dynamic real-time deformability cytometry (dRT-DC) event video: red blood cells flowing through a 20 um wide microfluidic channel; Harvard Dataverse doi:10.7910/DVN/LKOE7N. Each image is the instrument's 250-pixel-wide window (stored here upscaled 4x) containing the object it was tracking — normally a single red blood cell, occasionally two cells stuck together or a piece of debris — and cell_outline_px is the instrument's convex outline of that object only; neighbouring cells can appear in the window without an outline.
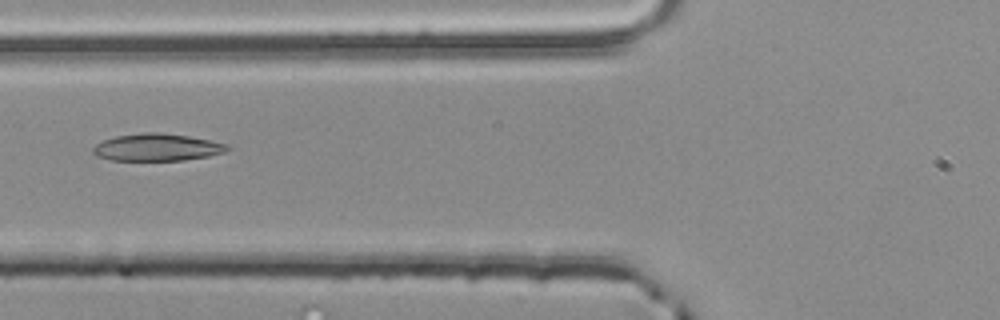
{"species": "common noctule bat (a hibernating species)", "species_latin": "Nyctalus noctula", "temperature_condition": "room temperature", "stored_images_in_passage": 42, "camera_frame_rate_fps": 3000, "um_per_image_px": 0.085, "animal": {"sex": "male", "body_mass_g": 20.4}, "frame": {"image": 1, "passage_image": 9, "time_ms": 2.667, "image_size_px": [1000, 320], "cell_outline_px": [[232, 148], [224, 152], [208, 156], [184, 160], [108, 160], [96, 156], [92, 152], [92, 148], [96, 144], [104, 140], [116, 136], [144, 132], [160, 132], [188, 136], [228, 144]], "centroid_in_image_um": [13.33, 12.52], "position_along_channel_um": 112.5, "area_um2": 21.33}}
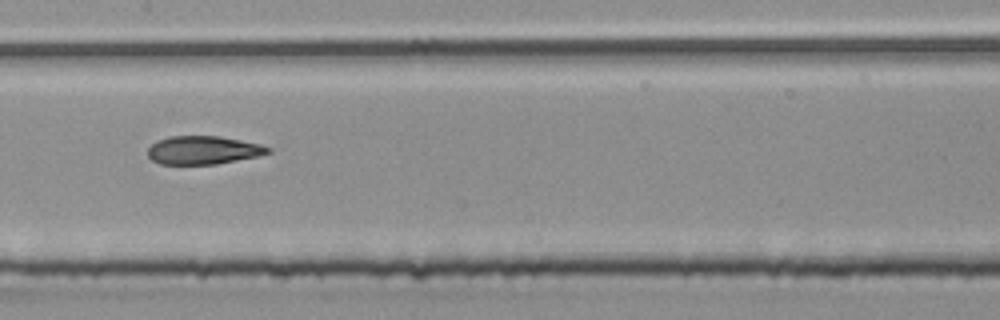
{"frame": {"image": 2, "passage_image": 15, "time_ms": 4.667, "image_size_px": [1000, 320], "cell_outline_px": [[272, 152], [260, 156], [216, 164], [160, 164], [152, 160], [148, 156], [148, 148], [156, 140], [168, 136], [220, 136], [260, 144], [272, 148]], "centroid_in_image_um": [17.29, 12.76], "position_along_channel_um": 190.1, "area_um2": 20.0}}
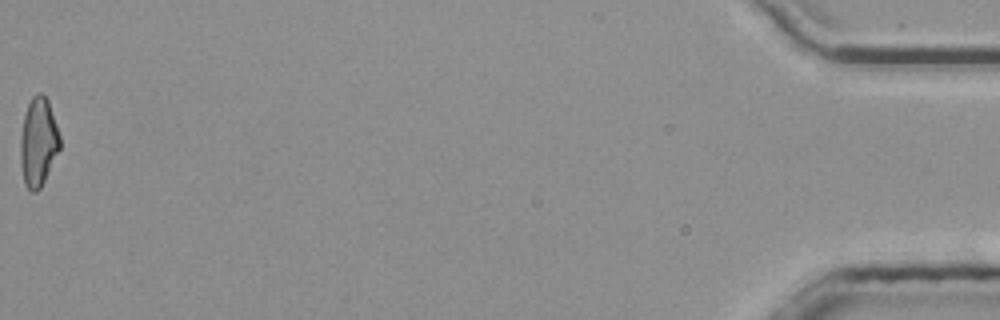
{"frame": {"image": 3, "passage_image": 42, "time_ms": 13.667, "image_size_px": [1000, 320], "cell_outline_px": [[60, 148], [40, 188], [36, 192], [32, 192], [24, 184], [20, 164], [20, 140], [24, 116], [28, 104], [32, 96], [36, 92], [40, 92], [48, 100], [60, 136]], "centroid_in_image_um": [3.24, 12.07], "position_along_channel_um": 432.0, "area_um2": 20.29}, "authors_computed_cell_mechanics": {"area_um2": 20.6057, "velocity_mm_per_s": 3.8651, "shape_relaxation_time_tau1_ms": 10.329, "shape_relaxation_time_tau2_ms": 2.9546, "deformation_change_tau1": 0.2487, "deformation_change_tau2": 0.1143}}